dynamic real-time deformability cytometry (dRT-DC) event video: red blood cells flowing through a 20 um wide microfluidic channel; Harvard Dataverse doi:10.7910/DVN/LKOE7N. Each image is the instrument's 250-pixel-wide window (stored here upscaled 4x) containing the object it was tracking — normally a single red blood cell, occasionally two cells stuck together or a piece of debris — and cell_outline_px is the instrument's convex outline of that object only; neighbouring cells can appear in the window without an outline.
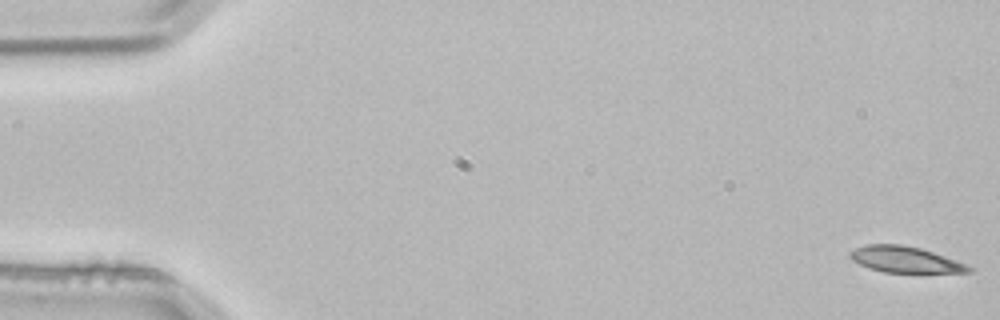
{"species": "common noctule bat (a hibernating species)", "species_latin": "Nyctalus noctula", "temperature_condition": "room temperature", "stored_images_in_passage": 53, "camera_frame_rate_fps": 3000, "um_per_image_px": 0.085, "animal": {"sex": "male", "body_mass_g": 21.5, "forearm_length_mm": 52.0}, "frame": {"image": 1, "passage_image": 1, "time_ms": 0.0, "image_size_px": [1000, 320], "cell_outline_px": [[976, 268], [972, 272], [884, 272], [868, 268], [852, 260], [848, 256], [848, 252], [864, 244], [900, 244], [920, 248], [968, 264]], "centroid_in_image_um": [76.93, 22.06], "position_along_channel_um": 8.1, "area_um2": 18.09}}
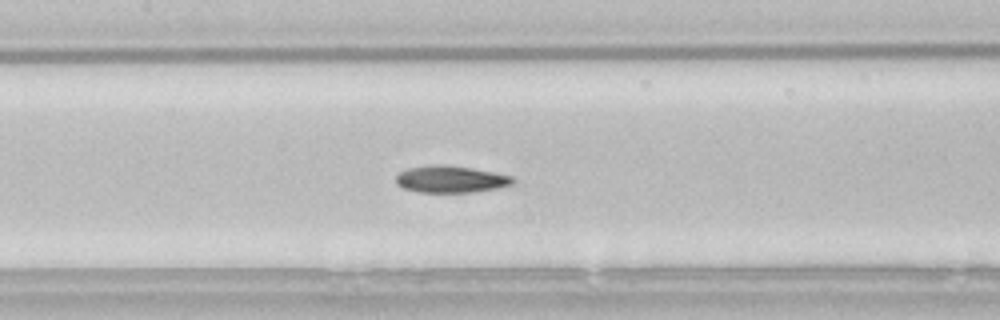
{"frame": {"image": 2, "passage_image": 25, "time_ms": 8.0, "image_size_px": [1000, 320], "cell_outline_px": [[516, 180], [512, 184], [500, 188], [472, 192], [420, 192], [400, 188], [396, 184], [396, 176], [400, 172], [408, 168], [472, 168], [512, 176]], "centroid_in_image_um": [38.36, 15.3], "position_along_channel_um": 169.0, "area_um2": 17.4}}
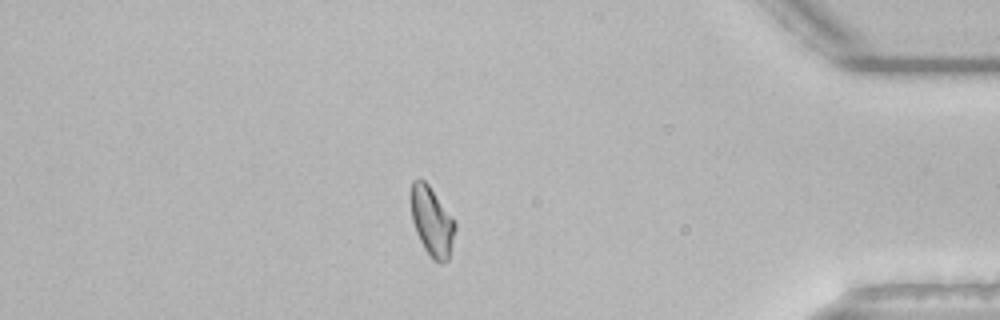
{"frame": {"image": 3, "passage_image": 46, "time_ms": 15.0, "image_size_px": [1000, 320], "cell_outline_px": [[456, 228], [448, 260], [440, 264], [432, 260], [424, 248], [416, 232], [412, 220], [408, 196], [412, 180], [424, 180], [428, 184], [456, 224]], "centroid_in_image_um": [36.66, 18.82], "position_along_channel_um": 398.5, "area_um2": 17.92}, "authors_computed_cell_mechanics": {"area_um2": 18.3804, "velocity_mm_per_s": 3.8153, "shape_relaxation_time_tau1_ms": 10.6591, "shape_relaxation_time_tau2_ms": null, "deformation_change_tau1": 0.2213, "deformation_change_tau2": null}}